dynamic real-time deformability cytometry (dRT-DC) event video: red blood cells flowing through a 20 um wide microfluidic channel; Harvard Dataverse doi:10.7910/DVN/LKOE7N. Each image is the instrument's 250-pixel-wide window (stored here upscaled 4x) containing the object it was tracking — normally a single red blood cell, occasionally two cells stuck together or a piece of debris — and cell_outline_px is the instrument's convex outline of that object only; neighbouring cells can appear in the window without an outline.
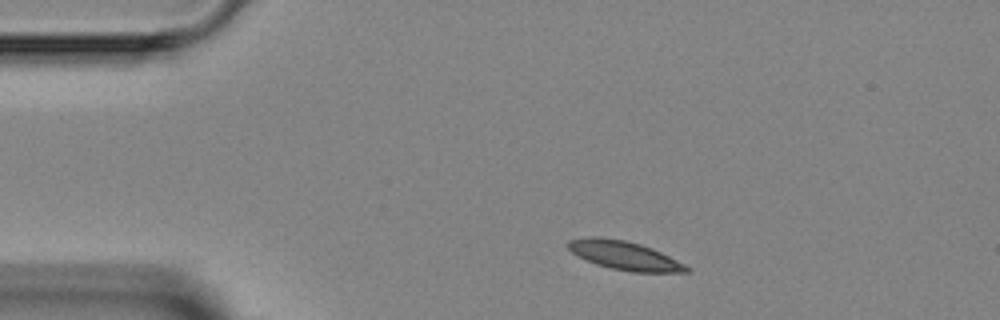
{"species": "Egyptian fruit bat (a non-hibernating species)", "species_latin": "Rousettus aegyptiacus", "temperature_condition": "room temperature", "stored_images_in_passage": 2, "camera_frame_rate_fps": 3000, "um_per_image_px": 0.085, "animal": {"sex": "female"}, "frame": {"image": 1, "passage_image": 1, "time_ms": 0.0, "image_size_px": [1000, 320], "cell_outline_px": [[692, 272], [632, 272], [612, 268], [596, 264], [572, 252], [568, 248], [568, 240], [588, 236], [596, 236], [624, 240], [640, 244], [652, 248], [692, 268]], "centroid_in_image_um": [53.1, 21.71], "position_along_channel_um": 31.9, "area_um2": 19.59}}